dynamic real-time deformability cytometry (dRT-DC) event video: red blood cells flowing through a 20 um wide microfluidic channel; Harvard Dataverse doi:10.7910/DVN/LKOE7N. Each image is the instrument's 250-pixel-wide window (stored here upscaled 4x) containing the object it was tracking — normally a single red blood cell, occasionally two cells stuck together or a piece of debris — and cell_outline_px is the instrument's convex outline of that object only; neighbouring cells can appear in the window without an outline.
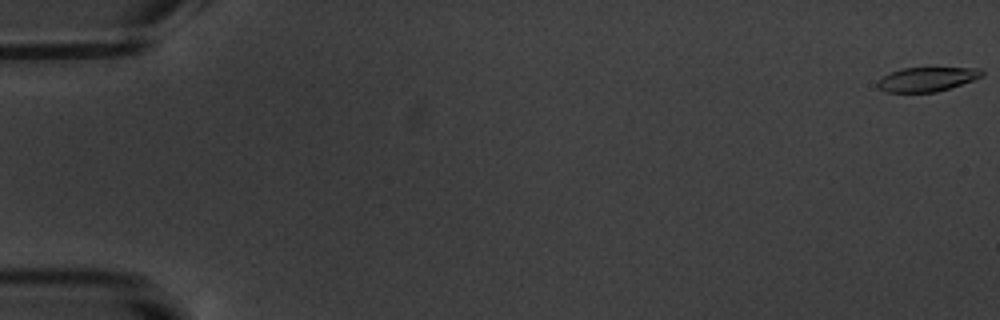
{"species": "common noctule bat (a hibernating species)", "species_latin": "Nyctalus noctula", "temperature_condition": "warm", "stored_images_in_passage": 6, "camera_frame_rate_fps": 3000, "um_per_image_px": 0.085, "animal": {"sex": "male", "body_mass_g": 20.1, "forearm_length_mm": 53.5}, "frame": {"image": 1, "passage_image": 1, "time_ms": 0.0, "image_size_px": [1000, 320], "cell_outline_px": [[984, 76], [936, 92], [888, 92], [880, 88], [876, 84], [884, 76], [900, 68], [980, 68], [984, 72]], "centroid_in_image_um": [78.81, 6.73], "position_along_channel_um": 6.2, "area_um2": 14.45}}
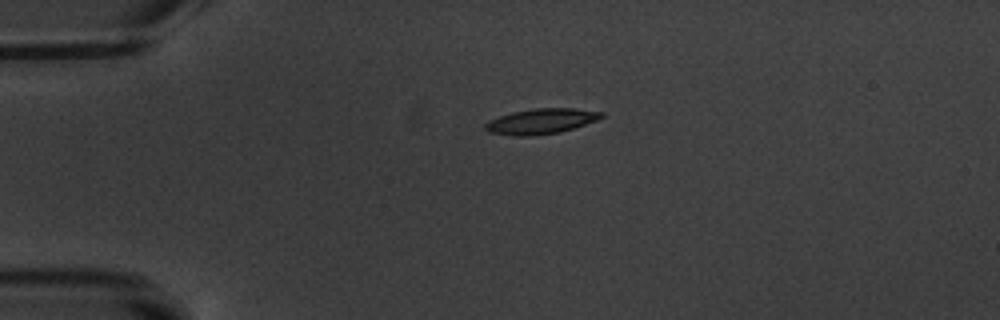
{"frame": {"image": 2, "passage_image": 5, "time_ms": 4.667, "image_size_px": [1000, 320], "cell_outline_px": [[604, 116], [596, 120], [560, 132], [528, 136], [512, 136], [488, 132], [484, 128], [484, 124], [488, 120], [512, 112], [532, 108], [572, 108], [604, 112]], "centroid_in_image_um": [45.94, 10.3], "position_along_channel_um": 39.1, "area_um2": 17.11}}